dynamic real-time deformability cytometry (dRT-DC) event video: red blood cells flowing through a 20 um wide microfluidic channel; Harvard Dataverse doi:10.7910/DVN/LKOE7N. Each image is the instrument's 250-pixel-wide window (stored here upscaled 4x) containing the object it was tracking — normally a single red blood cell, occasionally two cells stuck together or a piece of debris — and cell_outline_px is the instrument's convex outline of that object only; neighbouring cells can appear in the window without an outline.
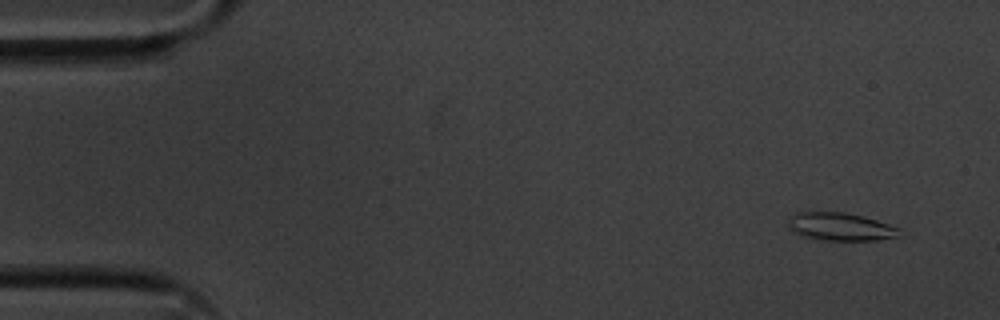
{"species": "common noctule bat (a hibernating species)", "species_latin": "Nyctalus noctula", "temperature_condition": "cold", "stored_images_in_passage": 10, "camera_frame_rate_fps": 3000, "um_per_image_px": 0.085, "animal": {"sex": "male", "body_mass_g": 20.1, "forearm_length_mm": 53.5}, "frame": {"image": 1, "passage_image": 1, "time_ms": 0.0, "image_size_px": [1000, 320], "cell_outline_px": [[900, 228], [896, 236], [880, 240], [820, 240], [804, 236], [788, 228], [784, 220], [788, 216], [796, 212], [844, 212], [864, 216]], "centroid_in_image_um": [71.34, 19.25], "position_along_channel_um": 13.7, "area_um2": 18.21}}
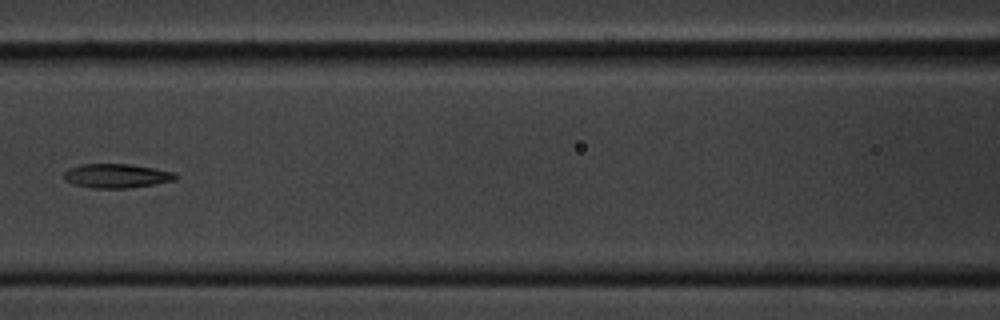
{"frame": {"image": 2, "passage_image": 7, "time_ms": 2.0, "image_size_px": [1000, 320], "cell_outline_px": [[180, 176], [176, 180], [128, 188], [92, 188], [72, 184], [64, 180], [64, 172], [68, 168], [80, 164], [128, 164], [176, 172]], "centroid_in_image_um": [9.9, 14.95], "position_along_channel_um": 156.7, "area_um2": 15.78}}
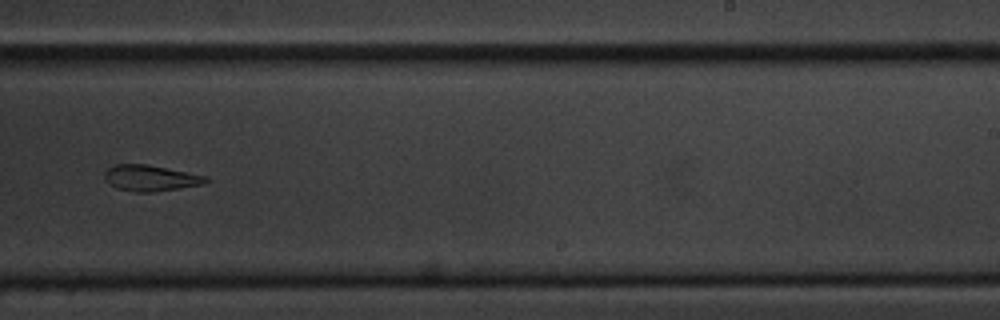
{"frame": {"image": 3, "passage_image": 10, "time_ms": 3.0, "image_size_px": [1000, 320], "cell_outline_px": [[208, 180], [200, 184], [152, 192], [136, 192], [116, 188], [104, 176], [104, 172], [108, 168], [116, 164], [148, 164], [208, 176]], "centroid_in_image_um": [12.78, 15.12], "position_along_channel_um": 276.2, "area_um2": 15.03}}